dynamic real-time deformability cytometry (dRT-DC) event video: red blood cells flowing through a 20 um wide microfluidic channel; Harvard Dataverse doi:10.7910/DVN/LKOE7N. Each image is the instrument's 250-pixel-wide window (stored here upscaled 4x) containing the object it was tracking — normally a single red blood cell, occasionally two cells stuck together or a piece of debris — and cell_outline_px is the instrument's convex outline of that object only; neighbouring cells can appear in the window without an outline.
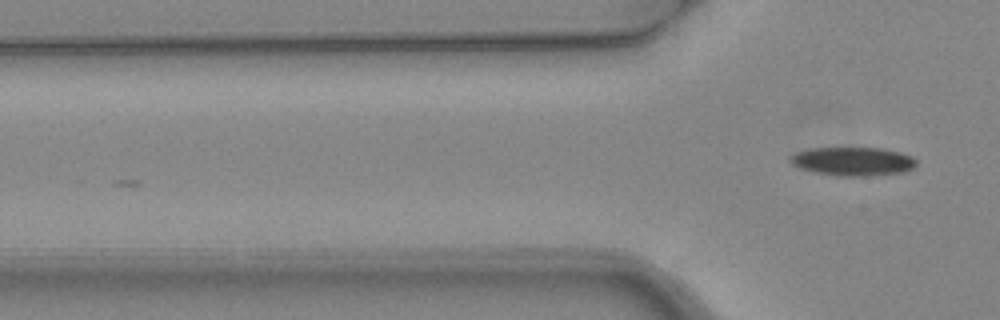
{"species": "common noctule bat (a hibernating species)", "species_latin": "Nyctalus noctula", "temperature_condition": "warm", "stored_images_in_passage": 4, "camera_frame_rate_fps": 3000, "um_per_image_px": 0.085, "animal": {"sex": "female", "body_mass_g": 24.6, "forearm_length_mm": 56.2}, "frame": {"image": 1, "passage_image": 4, "time_ms": 1.0, "image_size_px": [1000, 320], "cell_outline_px": [[916, 164], [912, 168], [904, 172], [872, 176], [836, 176], [816, 172], [800, 168], [792, 164], [788, 160], [788, 156], [796, 152], [812, 148], [884, 148], [900, 152], [912, 156], [916, 160]], "centroid_in_image_um": [72.49, 13.72], "position_along_channel_um": 53.3, "area_um2": 21.21}}